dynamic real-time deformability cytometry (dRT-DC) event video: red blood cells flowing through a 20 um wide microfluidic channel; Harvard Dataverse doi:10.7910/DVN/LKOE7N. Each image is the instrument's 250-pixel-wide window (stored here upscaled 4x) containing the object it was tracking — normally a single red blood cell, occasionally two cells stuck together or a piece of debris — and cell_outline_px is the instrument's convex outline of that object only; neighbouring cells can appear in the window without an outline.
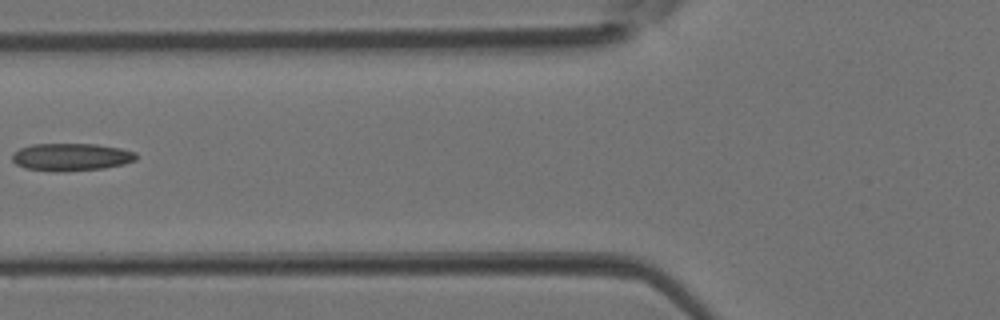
{"species": "Egyptian fruit bat (a non-hibernating species)", "species_latin": "Rousettus aegyptiacus", "temperature_condition": "room temperature", "stored_images_in_passage": 5, "camera_frame_rate_fps": 3000, "um_per_image_px": 0.085, "animal": {"sex": "female"}, "frame": {"image": 1, "passage_image": 5, "time_ms": 1.333, "image_size_px": [1000, 320], "cell_outline_px": [[136, 160], [124, 164], [104, 168], [64, 172], [56, 172], [24, 168], [16, 164], [12, 160], [12, 152], [20, 148], [32, 144], [96, 144], [120, 148], [136, 152]], "centroid_in_image_um": [6.03, 13.35], "position_along_channel_um": 119.8, "area_um2": 20.11}}